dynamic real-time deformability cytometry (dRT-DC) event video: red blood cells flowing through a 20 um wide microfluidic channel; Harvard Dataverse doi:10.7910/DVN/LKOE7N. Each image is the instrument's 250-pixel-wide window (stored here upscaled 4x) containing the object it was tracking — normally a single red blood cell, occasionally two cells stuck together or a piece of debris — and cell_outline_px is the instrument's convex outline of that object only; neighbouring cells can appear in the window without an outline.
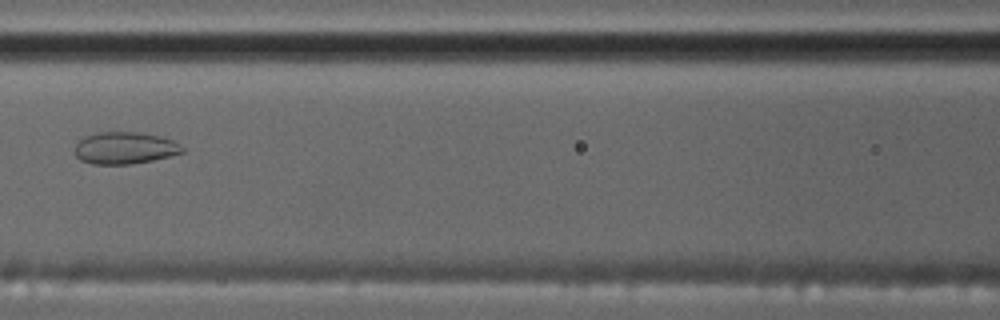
{"species": "common noctule bat (a hibernating species)", "species_latin": "Nyctalus noctula", "temperature_condition": "cold", "stored_images_in_passage": 4, "camera_frame_rate_fps": 3000, "um_per_image_px": 0.085, "animal": {"sex": "male", "body_mass_g": 17.5, "forearm_length_mm": 52.3}, "frame": {"image": 1, "passage_image": 3, "time_ms": 2.333, "image_size_px": [1000, 320], "cell_outline_px": [[184, 152], [152, 160], [128, 164], [92, 164], [80, 160], [76, 156], [76, 144], [84, 136], [96, 132], [140, 132], [160, 136], [172, 140], [184, 148]], "centroid_in_image_um": [10.59, 12.57], "position_along_channel_um": 156.0, "area_um2": 19.94}}